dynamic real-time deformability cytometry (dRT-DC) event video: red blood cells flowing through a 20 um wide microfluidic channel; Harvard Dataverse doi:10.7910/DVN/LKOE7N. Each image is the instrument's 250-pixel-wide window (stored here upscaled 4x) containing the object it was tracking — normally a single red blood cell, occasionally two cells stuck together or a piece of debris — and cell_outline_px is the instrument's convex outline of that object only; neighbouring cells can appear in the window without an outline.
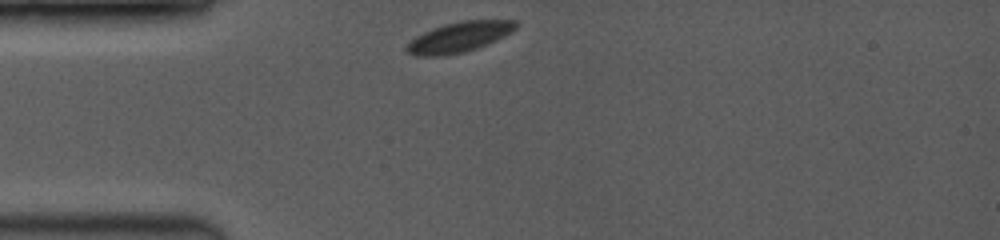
{"species": "common noctule bat (a hibernating species)", "species_latin": "Nyctalus noctula", "temperature_condition": "room temperature", "stored_images_in_passage": 28, "camera_frame_rate_fps": 3500, "um_per_image_px": 0.085, "animal": {"sex": "female", "body_mass_g": 19.0, "forearm_length_mm": 53.3}, "frame": {"image": 1, "passage_image": 1, "time_ms": 0.0, "image_size_px": [1000, 240], "cell_outline_px": [[520, 24], [512, 32], [496, 40], [476, 48], [464, 52], [436, 56], [416, 56], [408, 52], [404, 48], [416, 36], [432, 28], [444, 24], [460, 20], [516, 20]], "centroid_in_image_um": [39.05, 3.13], "position_along_channel_um": 45.9, "area_um2": 19.19}}
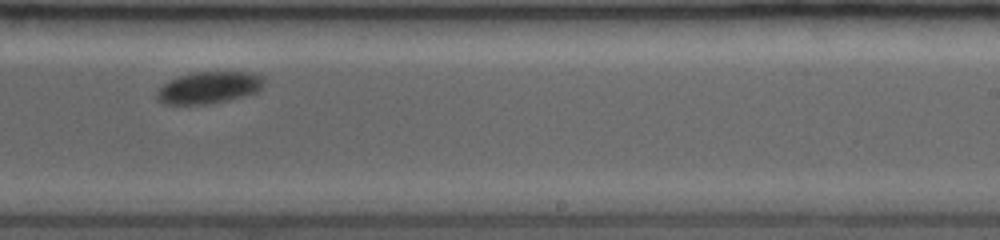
{"frame": {"image": 2, "passage_image": 16, "time_ms": 6.286, "image_size_px": [1000, 240], "cell_outline_px": [[264, 84], [256, 92], [244, 96], [228, 100], [208, 104], [160, 104], [156, 100], [156, 92], [168, 80], [192, 72], [252, 72], [260, 76], [264, 80]], "centroid_in_image_um": [17.71, 7.45], "position_along_channel_um": 271.3, "area_um2": 19.94}}
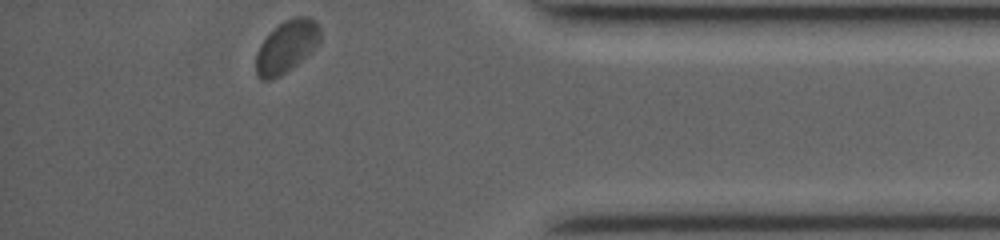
{"frame": {"image": 3, "passage_image": 28, "time_ms": 10.286, "image_size_px": [1000, 240], "cell_outline_px": [[320, 44], [312, 52], [280, 76], [268, 80], [264, 80], [256, 72], [256, 52], [260, 44], [284, 20], [296, 16], [308, 16], [316, 20], [320, 28]], "centroid_in_image_um": [24.41, 3.94], "position_along_channel_um": 410.8, "area_um2": 19.42}, "authors_computed_cell_mechanics": {"area_um2": 19.8543, "velocity_mm_per_s": 3.8685, "shape_relaxation_time_tau1_ms": 1.1398, "shape_relaxation_time_tau2_ms": null, "deformation_change_tau1": 0.0604, "deformation_change_tau2": null}}